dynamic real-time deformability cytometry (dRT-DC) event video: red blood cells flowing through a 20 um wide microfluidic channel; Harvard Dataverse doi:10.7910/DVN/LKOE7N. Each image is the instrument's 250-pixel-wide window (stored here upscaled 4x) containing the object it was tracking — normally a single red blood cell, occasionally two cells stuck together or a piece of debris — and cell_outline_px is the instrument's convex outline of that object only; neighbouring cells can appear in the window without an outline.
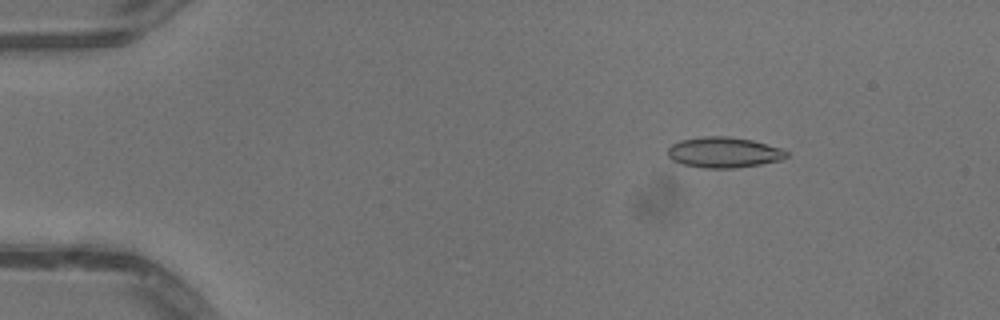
{"species": "common noctule bat (a hibernating species)", "species_latin": "Nyctalus noctula", "temperature_condition": "warm", "stored_images_in_passage": 44, "camera_frame_rate_fps": 3000, "um_per_image_px": 0.085, "animal": {"sex": "male", "body_mass_g": 13.3}, "frame": {"image": 1, "passage_image": 1, "time_ms": 0.0, "image_size_px": [1000, 320], "cell_outline_px": [[788, 156], [780, 160], [760, 164], [732, 168], [700, 168], [680, 164], [672, 160], [668, 156], [668, 148], [672, 144], [680, 140], [704, 136], [728, 136], [752, 140], [780, 148], [788, 152]], "centroid_in_image_um": [61.48, 12.95], "position_along_channel_um": 23.5, "area_um2": 21.21}}
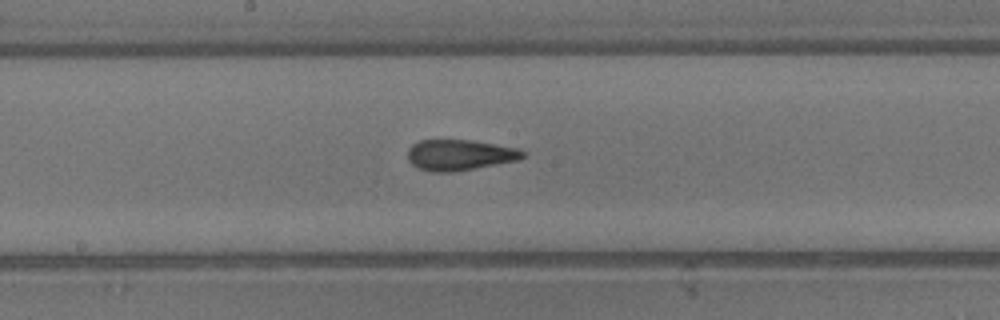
{"frame": {"image": 2, "passage_image": 21, "time_ms": 6.667, "image_size_px": [1000, 320], "cell_outline_px": [[524, 156], [516, 160], [452, 172], [432, 172], [420, 168], [412, 164], [408, 160], [408, 148], [412, 144], [420, 140], [472, 140], [520, 148], [524, 152]], "centroid_in_image_um": [39.05, 13.16], "position_along_channel_um": 209.2, "area_um2": 20.46}}
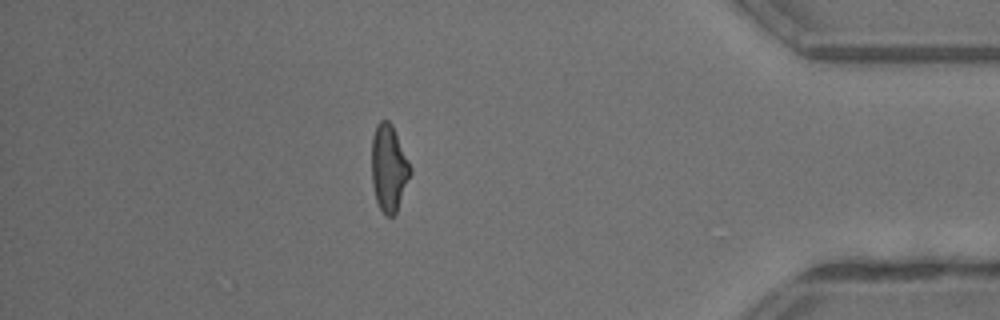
{"frame": {"image": 3, "passage_image": 38, "time_ms": 12.333, "image_size_px": [1000, 320], "cell_outline_px": [[412, 172], [396, 212], [392, 216], [384, 216], [376, 200], [372, 184], [372, 136], [376, 124], [380, 120], [388, 120], [392, 124], [412, 168]], "centroid_in_image_um": [33.05, 14.27], "position_along_channel_um": 402.2, "area_um2": 19.59}, "authors_computed_cell_mechanics": {"area_um2": 20.4612, "velocity_mm_per_s": 4.1042, "shape_relaxation_time_tau1_ms": 6.3343, "shape_relaxation_time_tau2_ms": 1.2967, "deformation_change_tau1": 0.1629, "deformation_change_tau2": 0.0792}}